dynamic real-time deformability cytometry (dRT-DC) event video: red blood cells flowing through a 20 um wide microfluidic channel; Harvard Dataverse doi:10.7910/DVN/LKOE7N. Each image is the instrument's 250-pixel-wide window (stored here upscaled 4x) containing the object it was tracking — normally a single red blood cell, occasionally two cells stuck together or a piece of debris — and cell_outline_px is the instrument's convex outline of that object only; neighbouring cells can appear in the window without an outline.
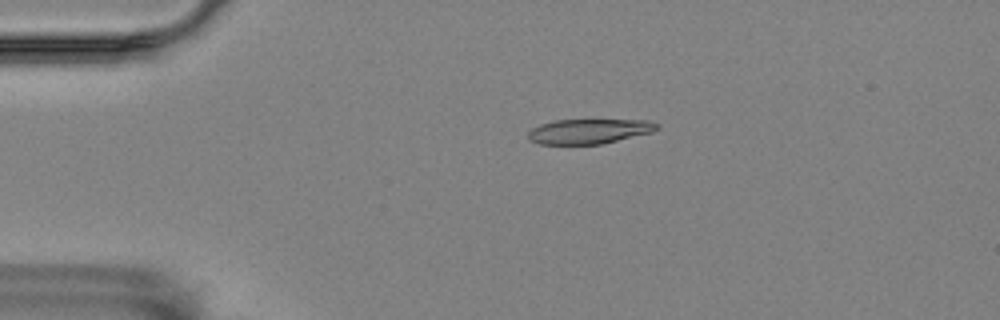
{"species": "Egyptian fruit bat (a non-hibernating species)", "species_latin": "Rousettus aegyptiacus", "temperature_condition": "room temperature", "stored_images_in_passage": 49, "camera_frame_rate_fps": 3000, "um_per_image_px": 0.085, "animal": {"sex": "female"}, "frame": {"image": 1, "passage_image": 5, "time_ms": 1.333, "image_size_px": [1000, 320], "cell_outline_px": [[660, 128], [652, 132], [600, 144], [540, 144], [528, 140], [528, 132], [532, 128], [540, 124], [556, 120], [648, 120], [660, 124]], "centroid_in_image_um": [50.07, 11.15], "position_along_channel_um": 34.9, "area_um2": 18.61}}
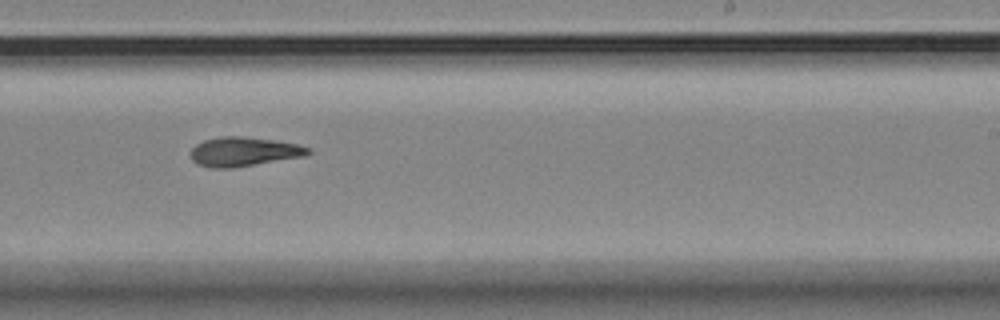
{"frame": {"image": 2, "passage_image": 28, "time_ms": 9.0, "image_size_px": [1000, 320], "cell_outline_px": [[312, 152], [304, 156], [232, 168], [212, 168], [196, 164], [192, 160], [192, 148], [196, 144], [204, 140], [220, 136], [244, 136], [276, 140], [296, 144], [312, 148]], "centroid_in_image_um": [20.73, 12.88], "position_along_channel_um": 268.3, "area_um2": 20.06}}
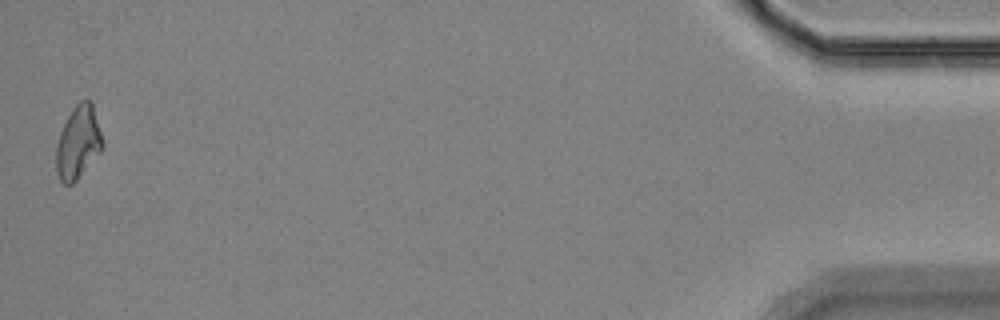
{"frame": {"image": 3, "passage_image": 49, "time_ms": 16.0, "image_size_px": [1000, 320], "cell_outline_px": [[104, 144], [100, 152], [76, 180], [72, 184], [64, 184], [60, 180], [56, 172], [56, 144], [60, 132], [72, 108], [80, 100], [92, 100]], "centroid_in_image_um": [6.64, 12.09], "position_along_channel_um": 428.6, "area_um2": 19.65}, "authors_computed_cell_mechanics": {"area_um2": 19.652, "velocity_mm_per_s": 3.544, "shape_relaxation_time_tau1_ms": 5.7273, "shape_relaxation_time_tau2_ms": 9.3895, "deformation_change_tau1": 0.1543, "deformation_change_tau2": 0.2066}}